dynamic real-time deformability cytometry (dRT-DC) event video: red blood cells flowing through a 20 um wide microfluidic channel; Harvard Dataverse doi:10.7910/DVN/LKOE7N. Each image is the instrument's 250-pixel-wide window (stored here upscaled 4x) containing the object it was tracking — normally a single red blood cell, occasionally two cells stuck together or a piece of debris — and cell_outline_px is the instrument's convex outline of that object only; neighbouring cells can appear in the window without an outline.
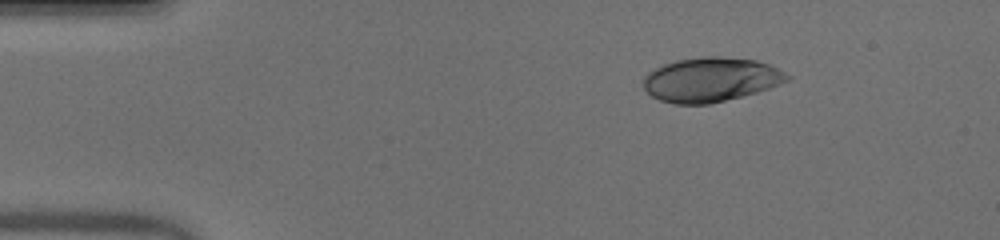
{"species": "human", "species_latin": "Homo sapiens", "temperature_condition": "warm", "stored_images_in_passage": 44, "camera_frame_rate_fps": 3000, "um_per_image_px": 0.085, "donor": {"sex": "male"}, "frame": {"image": 1, "passage_image": 1, "time_ms": 0.0, "image_size_px": [1000, 240], "cell_outline_px": [[792, 76], [788, 80], [780, 84], [756, 92], [708, 104], [676, 104], [660, 100], [652, 96], [644, 88], [644, 76], [648, 72], [664, 64], [676, 60], [704, 56], [720, 56], [756, 60], [768, 64]], "centroid_in_image_um": [60.41, 6.75], "position_along_channel_um": 24.6, "area_um2": 36.88}}
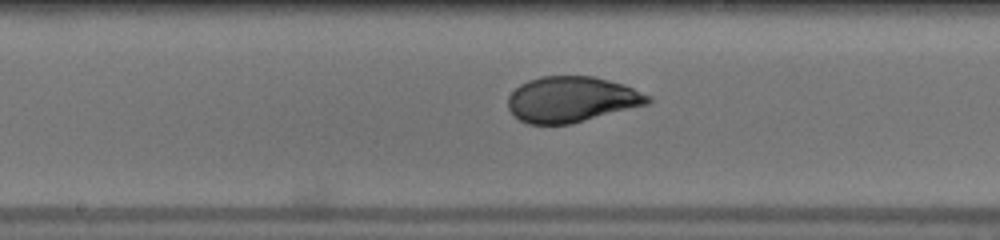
{"frame": {"image": 2, "passage_image": 20, "time_ms": 6.333, "image_size_px": [1000, 240], "cell_outline_px": [[652, 100], [648, 104], [572, 124], [528, 124], [520, 120], [508, 108], [508, 96], [520, 84], [528, 80], [540, 76], [592, 76], [624, 84], [652, 96]], "centroid_in_image_um": [48.6, 8.45], "position_along_channel_um": 199.6, "area_um2": 37.34}}
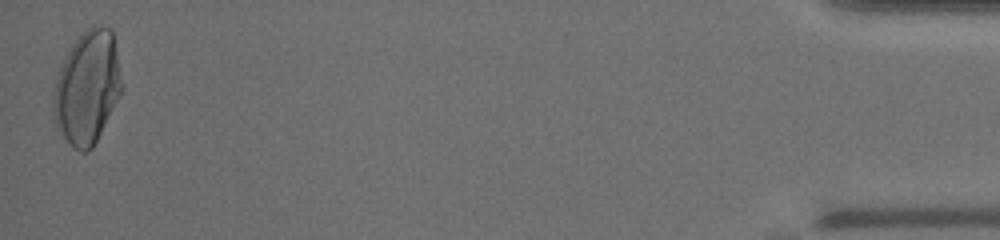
{"frame": {"image": 3, "passage_image": 44, "time_ms": 14.333, "image_size_px": [1000, 240], "cell_outline_px": [[124, 88], [120, 96], [92, 148], [88, 152], [80, 152], [72, 148], [56, 124], [52, 112], [52, 96], [56, 76], [72, 44], [88, 28], [100, 24], [112, 28]], "centroid_in_image_um": [7.43, 7.44], "position_along_channel_um": 427.8, "area_um2": 45.14}, "authors_computed_cell_mechanics": {"area_um2": 37.8012, "velocity_mm_per_s": 4.0038, "shape_relaxation_time_tau1_ms": 6.2629, "shape_relaxation_time_tau2_ms": null, "deformation_change_tau1": 0.2474, "deformation_change_tau2": null}}